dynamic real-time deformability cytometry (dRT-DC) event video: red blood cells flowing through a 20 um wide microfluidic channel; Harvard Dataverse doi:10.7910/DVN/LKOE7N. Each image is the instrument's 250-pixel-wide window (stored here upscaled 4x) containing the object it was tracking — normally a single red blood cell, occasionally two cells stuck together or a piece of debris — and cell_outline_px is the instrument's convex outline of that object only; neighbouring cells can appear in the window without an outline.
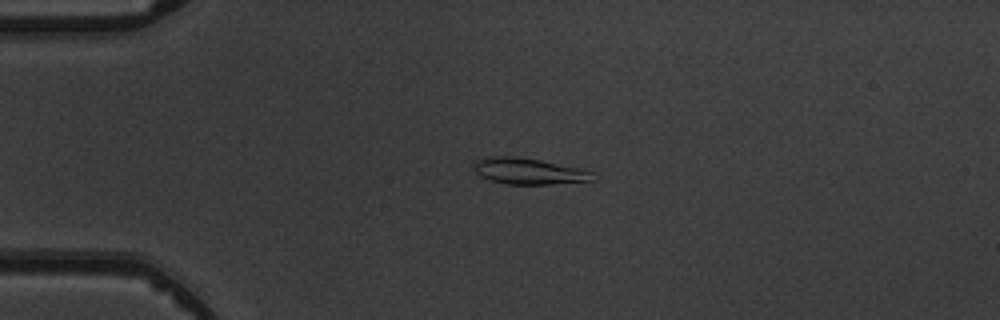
{"species": "common noctule bat (a hibernating species)", "species_latin": "Nyctalus noctula", "temperature_condition": "warm", "stored_images_in_passage": 4, "camera_frame_rate_fps": 3000, "um_per_image_px": 0.085, "animal": {"sex": "male", "body_mass_g": 19.5, "forearm_length_mm": 54.6}, "frame": {"image": 1, "passage_image": 2, "time_ms": 2.0, "image_size_px": [1000, 320], "cell_outline_px": [[596, 180], [552, 184], [508, 184], [488, 180], [480, 176], [472, 168], [476, 160], [488, 156], [516, 156], [540, 160], [576, 168], [592, 172]], "centroid_in_image_um": [44.88, 14.55], "position_along_channel_um": 40.1, "area_um2": 18.09}}